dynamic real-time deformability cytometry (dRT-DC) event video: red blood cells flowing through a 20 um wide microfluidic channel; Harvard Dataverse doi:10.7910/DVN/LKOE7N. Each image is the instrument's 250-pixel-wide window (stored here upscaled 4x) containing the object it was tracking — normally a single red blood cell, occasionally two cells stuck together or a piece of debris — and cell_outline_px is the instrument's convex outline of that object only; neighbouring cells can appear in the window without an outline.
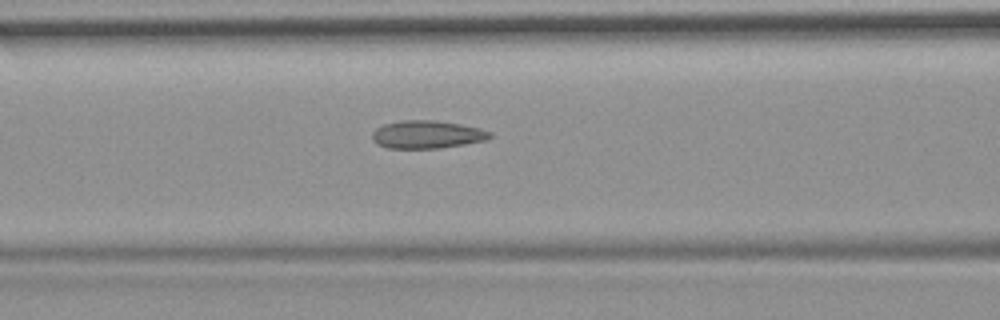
{"species": "common noctule bat (a hibernating species)", "species_latin": "Nyctalus noctula", "temperature_condition": "room temperature", "stored_images_in_passage": 46, "camera_frame_rate_fps": 3000, "um_per_image_px": 0.085, "animal": {"sex": "female", "body_mass_g": 19.9}, "frame": {"image": 1, "passage_image": 14, "time_ms": 4.333, "image_size_px": [1000, 320], "cell_outline_px": [[492, 136], [488, 140], [440, 148], [388, 148], [376, 144], [372, 140], [372, 132], [376, 128], [384, 124], [400, 120], [436, 120], [460, 124], [480, 128], [492, 132]], "centroid_in_image_um": [36.3, 11.43], "position_along_channel_um": 130.3, "area_um2": 19.31}, "authors_computed_cell_mechanics": {"area_um2": 18.6694, "velocity_mm_per_s": 3.7116, "shape_relaxation_time_tau1_ms": 10.5383, "shape_relaxation_time_tau2_ms": 1.6799, "deformation_change_tau1": 0.2077, "deformation_change_tau2": 0.0998}}